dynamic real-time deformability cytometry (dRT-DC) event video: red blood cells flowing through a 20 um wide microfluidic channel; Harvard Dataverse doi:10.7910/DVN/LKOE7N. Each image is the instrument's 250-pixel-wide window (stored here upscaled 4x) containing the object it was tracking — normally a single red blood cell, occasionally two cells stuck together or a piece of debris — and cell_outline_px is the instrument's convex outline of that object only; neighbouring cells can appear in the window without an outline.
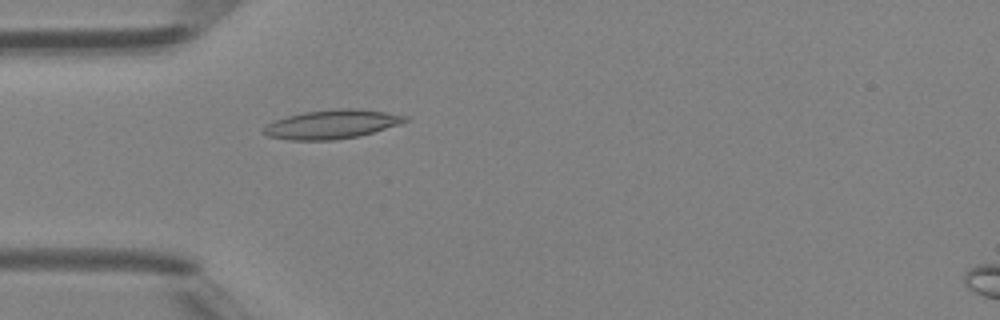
{"species": "Egyptian fruit bat (a non-hibernating species)", "species_latin": "Rousettus aegyptiacus", "temperature_condition": "room temperature", "stored_images_in_passage": 33, "camera_frame_rate_fps": 3000, "um_per_image_px": 0.085, "animal": {"sex": "female"}, "frame": {"image": 1, "passage_image": 1, "time_ms": 0.0, "image_size_px": [1000, 320], "cell_outline_px": [[408, 120], [400, 124], [360, 136], [332, 140], [288, 140], [268, 136], [260, 132], [272, 120], [304, 112], [336, 108], [356, 108], [384, 112], [408, 116]], "centroid_in_image_um": [28.18, 10.56], "position_along_channel_um": 56.8, "area_um2": 23.93}}
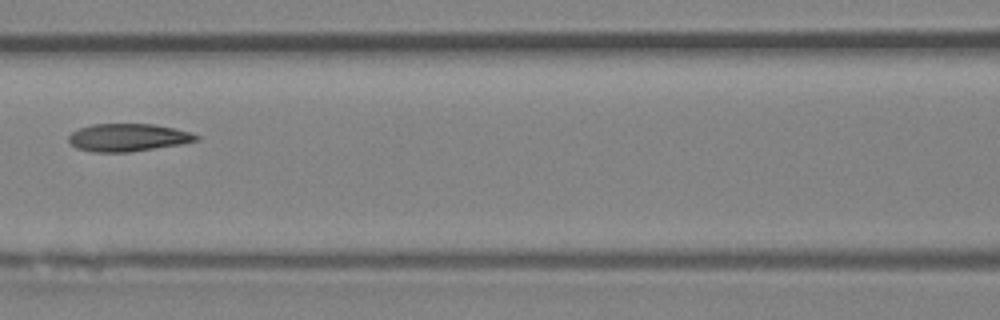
{"frame": {"image": 2, "passage_image": 8, "time_ms": 2.333, "image_size_px": [1000, 320], "cell_outline_px": [[200, 140], [180, 144], [128, 152], [92, 152], [76, 148], [68, 140], [68, 136], [72, 132], [80, 128], [92, 124], [152, 124], [172, 128], [188, 132], [200, 136]], "centroid_in_image_um": [10.85, 11.69], "position_along_channel_um": 155.8, "area_um2": 20.4}}
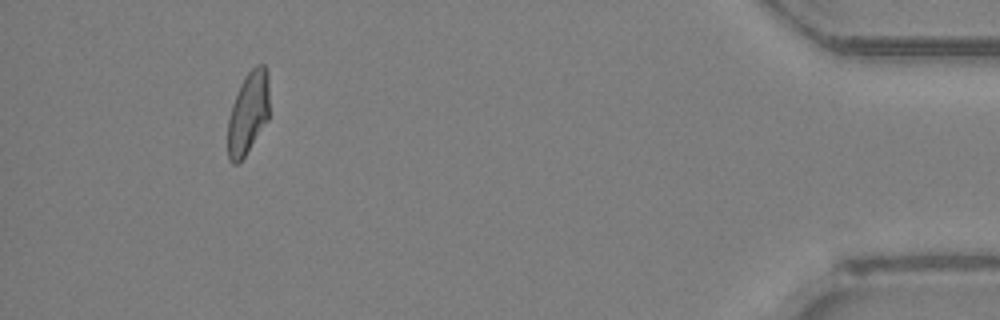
{"frame": {"image": 3, "passage_image": 30, "time_ms": 9.667, "image_size_px": [1000, 320], "cell_outline_px": [[268, 120], [244, 156], [236, 164], [232, 164], [228, 160], [228, 120], [232, 104], [240, 84], [244, 76], [256, 64], [264, 64], [268, 72]], "centroid_in_image_um": [21.09, 9.57], "position_along_channel_um": 414.1, "area_um2": 19.88}, "authors_computed_cell_mechanics": {"area_um2": 20.5768, "velocity_mm_per_s": 4.4404, "shape_relaxation_time_tau1_ms": null, "shape_relaxation_time_tau2_ms": 2.2129, "deformation_change_tau1": null, "deformation_change_tau2": 0.0861}}